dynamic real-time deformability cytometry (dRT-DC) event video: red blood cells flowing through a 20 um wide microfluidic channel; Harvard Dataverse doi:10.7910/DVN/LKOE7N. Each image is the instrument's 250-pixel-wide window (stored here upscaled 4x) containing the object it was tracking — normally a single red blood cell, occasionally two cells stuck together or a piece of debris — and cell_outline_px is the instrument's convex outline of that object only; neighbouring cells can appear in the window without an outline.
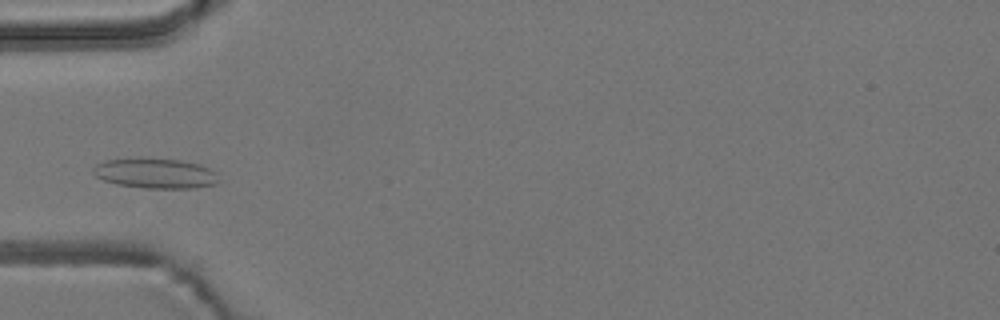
{"species": "common noctule bat (a hibernating species)", "species_latin": "Nyctalus noctula", "temperature_condition": "room temperature", "stored_images_in_passage": 5, "camera_frame_rate_fps": 3000, "um_per_image_px": 0.085, "animal": {"sex": "male", "body_mass_g": 19.2, "forearm_length_mm": 51.8}, "frame": {"image": 1, "passage_image": 5, "time_ms": 1.333, "image_size_px": [1000, 320], "cell_outline_px": [[216, 184], [192, 188], [144, 188], [116, 184], [104, 180], [96, 176], [92, 172], [92, 168], [96, 164], [104, 160], [140, 156], [180, 160], [200, 164], [216, 172]], "centroid_in_image_um": [13.14, 14.7], "position_along_channel_um": 71.9, "area_um2": 22.43}}